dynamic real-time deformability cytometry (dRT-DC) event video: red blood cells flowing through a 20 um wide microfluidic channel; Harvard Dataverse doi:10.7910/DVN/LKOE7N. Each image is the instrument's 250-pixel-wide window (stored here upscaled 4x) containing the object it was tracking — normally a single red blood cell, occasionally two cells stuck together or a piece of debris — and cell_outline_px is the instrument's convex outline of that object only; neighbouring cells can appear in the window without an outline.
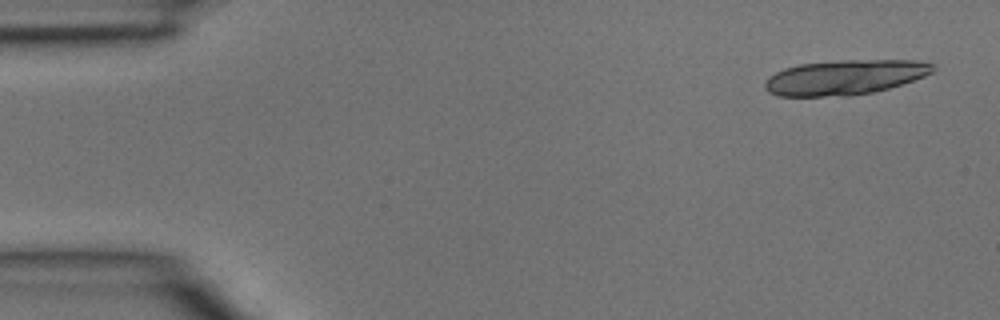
{"species": "common noctule bat (a hibernating species)", "species_latin": "Nyctalus noctula", "temperature_condition": "room temperature", "stored_images_in_passage": 4, "camera_frame_rate_fps": 3000, "um_per_image_px": 0.085, "animal": {"sex": "male", "body_mass_g": 15.6}, "frame": {"image": 1, "passage_image": 1, "time_ms": 0.0, "image_size_px": [1000, 320], "cell_outline_px": [[936, 68], [932, 72], [924, 76], [888, 88], [872, 92], [848, 96], [776, 96], [768, 92], [764, 88], [764, 80], [776, 72], [784, 68], [800, 64], [840, 60], [916, 60], [932, 64]], "centroid_in_image_um": [71.76, 6.57], "position_along_channel_um": 13.2, "area_um2": 34.1}}